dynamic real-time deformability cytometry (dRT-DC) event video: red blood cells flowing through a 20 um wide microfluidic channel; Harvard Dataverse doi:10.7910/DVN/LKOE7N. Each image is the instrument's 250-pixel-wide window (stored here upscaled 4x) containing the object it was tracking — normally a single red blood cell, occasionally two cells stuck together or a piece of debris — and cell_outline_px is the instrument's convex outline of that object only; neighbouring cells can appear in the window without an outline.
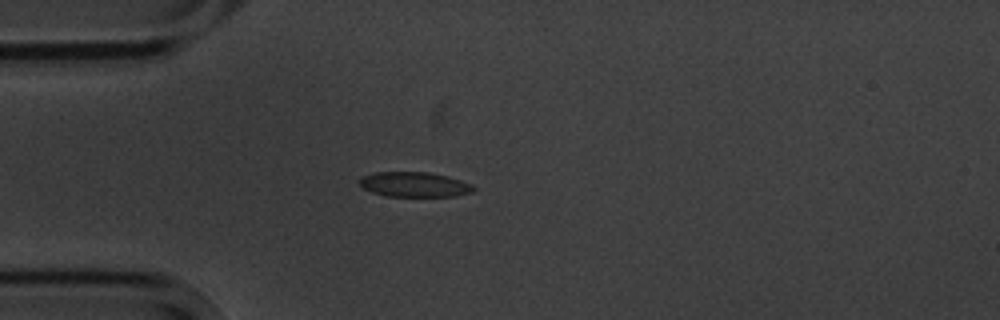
{"species": "common noctule bat (a hibernating species)", "species_latin": "Nyctalus noctula", "temperature_condition": "cold", "stored_images_in_passage": 3, "camera_frame_rate_fps": 3000, "um_per_image_px": 0.085, "animal": {"sex": "male", "body_mass_g": 20.1, "forearm_length_mm": 53.5}, "frame": {"image": 1, "passage_image": 3, "time_ms": 2.333, "image_size_px": [1000, 320], "cell_outline_px": [[476, 188], [472, 192], [456, 196], [384, 196], [372, 192], [364, 188], [360, 184], [360, 180], [364, 176], [372, 172], [428, 172], [448, 176], [472, 184]], "centroid_in_image_um": [35.25, 15.68], "position_along_channel_um": 49.8, "area_um2": 16.53}}